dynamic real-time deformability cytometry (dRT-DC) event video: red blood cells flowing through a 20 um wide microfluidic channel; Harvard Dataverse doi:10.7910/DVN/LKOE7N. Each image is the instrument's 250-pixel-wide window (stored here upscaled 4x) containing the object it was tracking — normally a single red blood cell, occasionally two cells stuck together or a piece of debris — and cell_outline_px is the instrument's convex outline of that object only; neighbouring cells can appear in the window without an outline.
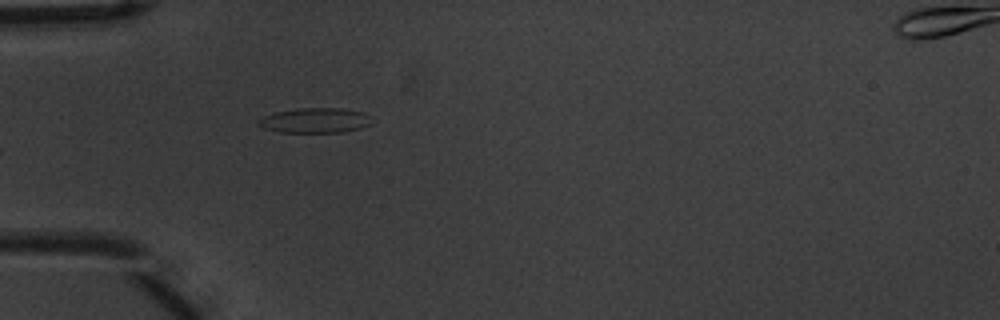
{"species": "common noctule bat (a hibernating species)", "species_latin": "Nyctalus noctula", "temperature_condition": "warm", "stored_images_in_passage": 3, "camera_frame_rate_fps": 3000, "um_per_image_px": 0.085, "animal": {"sex": "male", "body_mass_g": 20.1, "forearm_length_mm": 53.5}, "frame": {"image": 1, "passage_image": 3, "time_ms": 0.667, "image_size_px": [1000, 320], "cell_outline_px": [[372, 124], [360, 128], [340, 132], [280, 132], [264, 128], [256, 124], [256, 120], [264, 116], [276, 112], [300, 108], [340, 108], [364, 112], [372, 116]], "centroid_in_image_um": [26.8, 10.23], "position_along_channel_um": 58.2, "area_um2": 16.59}}